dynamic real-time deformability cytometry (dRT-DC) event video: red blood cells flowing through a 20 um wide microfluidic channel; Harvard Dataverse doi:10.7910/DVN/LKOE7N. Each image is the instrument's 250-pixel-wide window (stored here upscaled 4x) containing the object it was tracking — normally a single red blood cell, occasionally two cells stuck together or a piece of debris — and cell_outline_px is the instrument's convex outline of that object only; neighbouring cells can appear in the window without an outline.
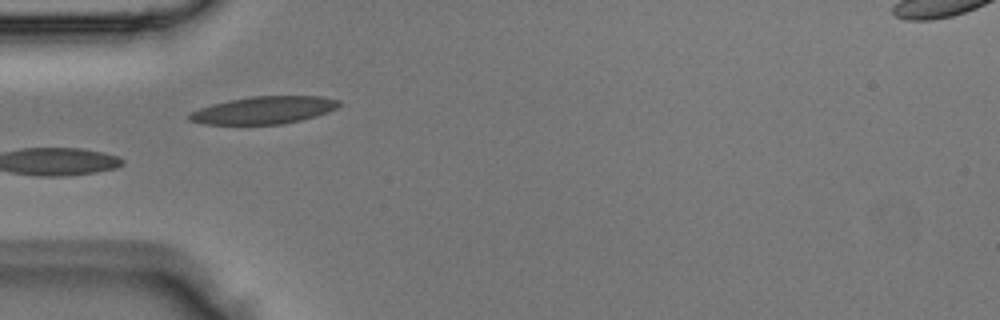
{"species": "Egyptian fruit bat (a non-hibernating species)", "species_latin": "Rousettus aegyptiacus", "temperature_condition": "room temperature", "stored_images_in_passage": 4, "camera_frame_rate_fps": 3000, "um_per_image_px": 0.085, "animal": {"sex": "male"}, "frame": {"image": 1, "passage_image": 3, "time_ms": 0.667, "image_size_px": [1000, 320], "cell_outline_px": [[344, 104], [328, 112], [316, 116], [300, 120], [280, 124], [204, 124], [188, 120], [188, 116], [192, 112], [200, 108], [212, 104], [228, 100], [252, 96], [324, 96], [340, 100]], "centroid_in_image_um": [22.48, 9.35], "position_along_channel_um": 62.5, "area_um2": 23.99}}
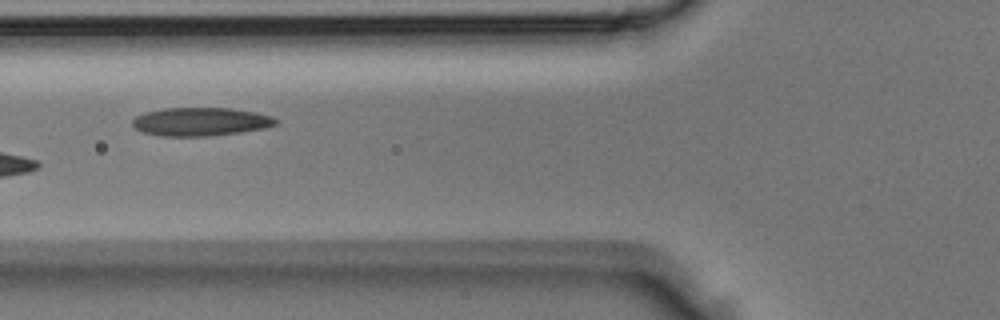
{"frame": {"image": 2, "passage_image": 4, "time_ms": 1.0, "image_size_px": [1000, 320], "cell_outline_px": [[276, 124], [264, 128], [240, 132], [212, 136], [160, 136], [144, 132], [136, 128], [132, 124], [132, 120], [136, 116], [144, 112], [164, 108], [232, 108], [256, 112], [272, 116], [276, 120]], "centroid_in_image_um": [17.04, 10.34], "position_along_channel_um": 108.8, "area_um2": 23.7}}